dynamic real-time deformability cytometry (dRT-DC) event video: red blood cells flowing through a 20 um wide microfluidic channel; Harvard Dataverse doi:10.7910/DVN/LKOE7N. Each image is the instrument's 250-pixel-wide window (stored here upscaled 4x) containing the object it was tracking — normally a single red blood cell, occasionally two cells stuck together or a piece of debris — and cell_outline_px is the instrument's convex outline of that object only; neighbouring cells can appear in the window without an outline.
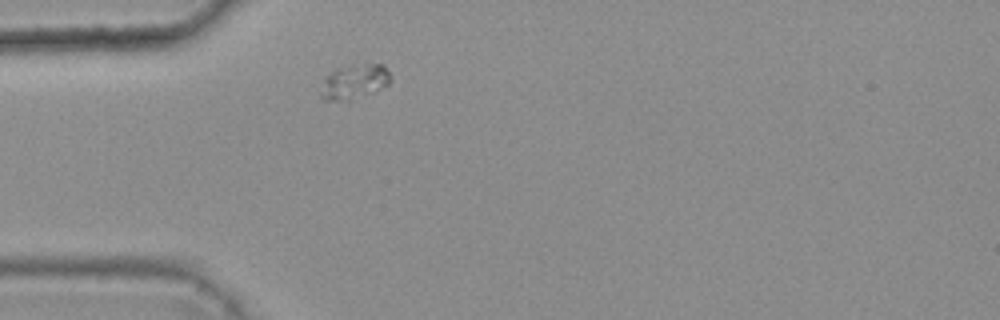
{"species": "common noctule bat (a hibernating species)", "species_latin": "Nyctalus noctula", "temperature_condition": "warm", "stored_images_in_passage": 1, "camera_frame_rate_fps": 3000, "um_per_image_px": 0.085, "animal": {"sex": "female", "body_mass_g": 25.1}, "frame": {"image": 1, "passage_image": 1, "time_ms": 0.0, "image_size_px": [1000, 320], "cell_outline_px": [[392, 80], [388, 84], [376, 92], [348, 100], [324, 100], [320, 96], [320, 92], [324, 80], [332, 72], [352, 64], [384, 64], [392, 76]], "centroid_in_image_um": [30.19, 6.95], "position_along_channel_um": 54.8, "area_um2": 14.05}}